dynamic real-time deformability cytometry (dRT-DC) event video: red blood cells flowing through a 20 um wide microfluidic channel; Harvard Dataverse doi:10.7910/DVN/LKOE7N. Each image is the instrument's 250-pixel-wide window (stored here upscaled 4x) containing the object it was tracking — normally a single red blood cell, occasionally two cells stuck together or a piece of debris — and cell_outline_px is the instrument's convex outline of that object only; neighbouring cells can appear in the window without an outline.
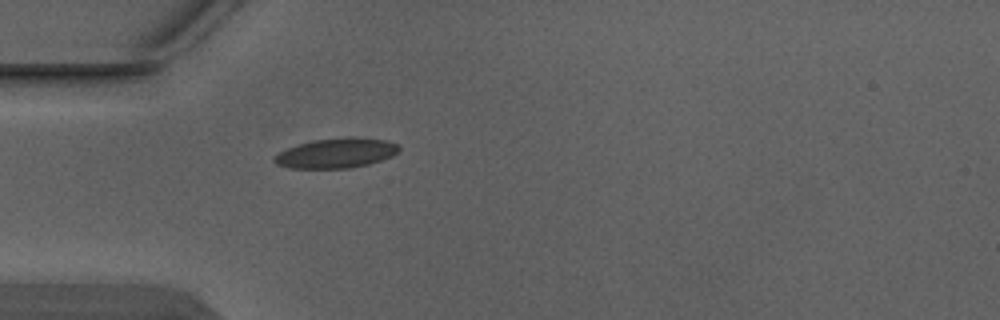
{"species": "Egyptian fruit bat (a non-hibernating species)", "species_latin": "Rousettus aegyptiacus", "temperature_condition": "warm", "stored_images_in_passage": 1, "camera_frame_rate_fps": 3000, "um_per_image_px": 0.085, "animal": {"sex": "male"}, "frame": {"image": 1, "passage_image": 1, "time_ms": 0.0, "image_size_px": [1000, 320], "cell_outline_px": [[400, 148], [392, 156], [368, 164], [348, 168], [288, 168], [276, 164], [272, 160], [280, 152], [288, 148], [312, 140], [344, 136], [356, 136], [388, 140], [396, 144]], "centroid_in_image_um": [28.59, 12.99], "position_along_channel_um": 56.4, "area_um2": 21.73}}